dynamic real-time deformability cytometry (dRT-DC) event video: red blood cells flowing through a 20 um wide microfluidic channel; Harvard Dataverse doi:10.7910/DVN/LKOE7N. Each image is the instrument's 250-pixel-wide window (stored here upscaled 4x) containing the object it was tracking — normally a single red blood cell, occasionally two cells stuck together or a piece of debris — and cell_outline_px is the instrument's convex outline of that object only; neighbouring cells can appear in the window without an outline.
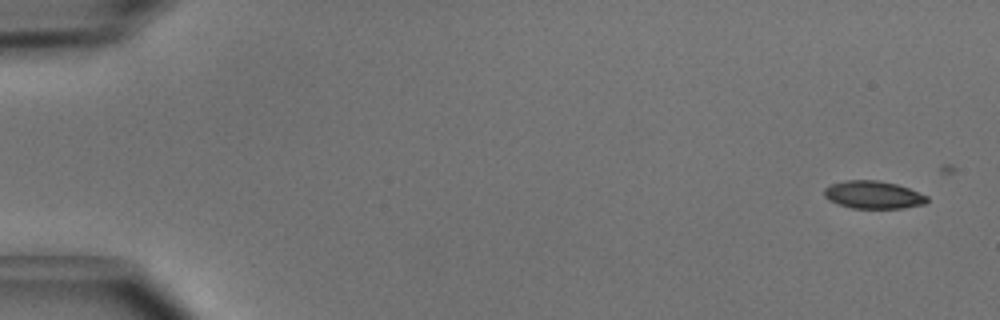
{"species": "common noctule bat (a hibernating species)", "species_latin": "Nyctalus noctula", "temperature_condition": "cold", "stored_images_in_passage": 5, "camera_frame_rate_fps": 3000, "um_per_image_px": 0.085, "animal": {"sex": "male", "body_mass_g": 15.6}, "frame": {"image": 1, "passage_image": 1, "time_ms": 0.0, "image_size_px": [1000, 320], "cell_outline_px": [[928, 200], [924, 204], [904, 208], [852, 208], [828, 200], [824, 196], [824, 188], [832, 184], [844, 180], [876, 180], [896, 184], [908, 188], [928, 196]], "centroid_in_image_um": [74.22, 16.56], "position_along_channel_um": 10.8, "area_um2": 16.53}}